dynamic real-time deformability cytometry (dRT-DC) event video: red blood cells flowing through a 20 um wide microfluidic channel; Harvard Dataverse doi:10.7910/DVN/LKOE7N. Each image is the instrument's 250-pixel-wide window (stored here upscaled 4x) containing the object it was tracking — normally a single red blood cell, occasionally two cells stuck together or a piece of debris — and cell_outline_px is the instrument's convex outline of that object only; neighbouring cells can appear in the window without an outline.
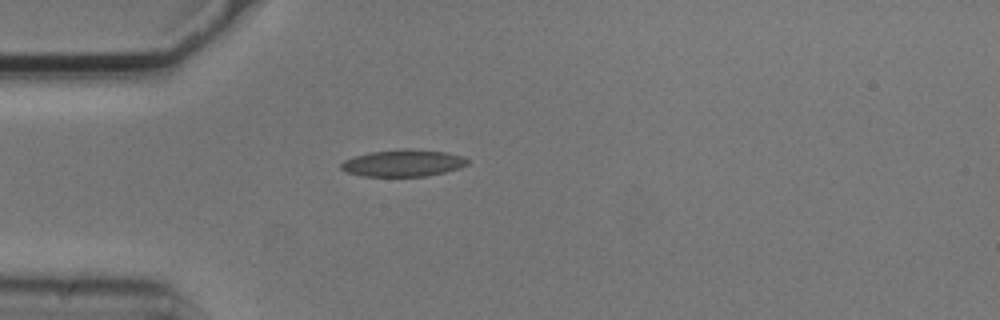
{"species": "common noctule bat (a hibernating species)", "species_latin": "Nyctalus noctula", "temperature_condition": "cold", "stored_images_in_passage": 1, "camera_frame_rate_fps": 3000, "um_per_image_px": 0.085, "animal": {"sex": "male", "body_mass_g": 20.5, "forearm_length_mm": 52.5}, "frame": {"image": 1, "passage_image": 1, "time_ms": 0.0, "image_size_px": [1000, 320], "cell_outline_px": [[468, 164], [460, 168], [428, 176], [364, 176], [344, 172], [340, 168], [340, 164], [344, 160], [352, 156], [368, 152], [400, 148], [408, 148], [448, 152], [460, 156], [468, 160]], "centroid_in_image_um": [34.22, 13.85], "position_along_channel_um": 50.8, "area_um2": 20.11}}